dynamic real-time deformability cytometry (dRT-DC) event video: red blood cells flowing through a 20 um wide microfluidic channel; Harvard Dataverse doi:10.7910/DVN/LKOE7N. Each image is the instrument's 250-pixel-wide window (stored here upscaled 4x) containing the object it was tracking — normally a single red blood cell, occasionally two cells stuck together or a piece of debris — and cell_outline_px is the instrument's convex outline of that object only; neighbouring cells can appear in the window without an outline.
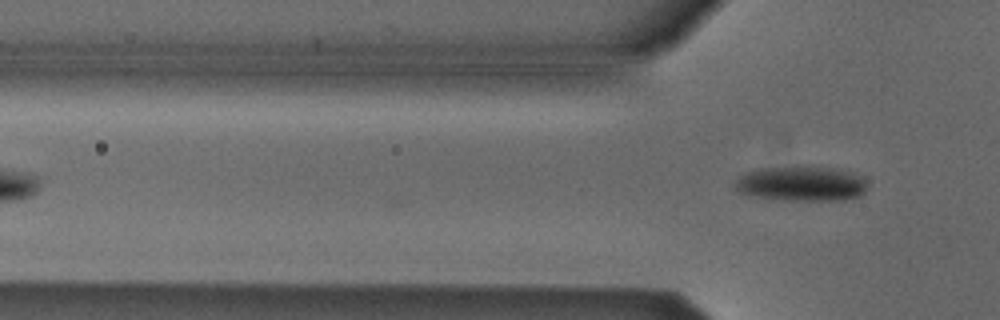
{"species": "Egyptian fruit bat (a non-hibernating species)", "species_latin": "Rousettus aegyptiacus", "temperature_condition": "cold", "stored_images_in_passage": 2, "camera_frame_rate_fps": 3000, "um_per_image_px": 0.085, "animal": {"sex": "male"}, "frame": {"image": 1, "passage_image": 2, "time_ms": 0.333, "image_size_px": [1000, 320], "cell_outline_px": [[868, 188], [860, 196], [844, 200], [772, 200], [740, 192], [736, 188], [736, 180], [740, 176], [748, 172], [760, 168], [832, 168], [852, 172], [860, 176], [864, 180]], "centroid_in_image_um": [68.15, 15.64], "position_along_channel_um": 57.6, "area_um2": 26.41}}